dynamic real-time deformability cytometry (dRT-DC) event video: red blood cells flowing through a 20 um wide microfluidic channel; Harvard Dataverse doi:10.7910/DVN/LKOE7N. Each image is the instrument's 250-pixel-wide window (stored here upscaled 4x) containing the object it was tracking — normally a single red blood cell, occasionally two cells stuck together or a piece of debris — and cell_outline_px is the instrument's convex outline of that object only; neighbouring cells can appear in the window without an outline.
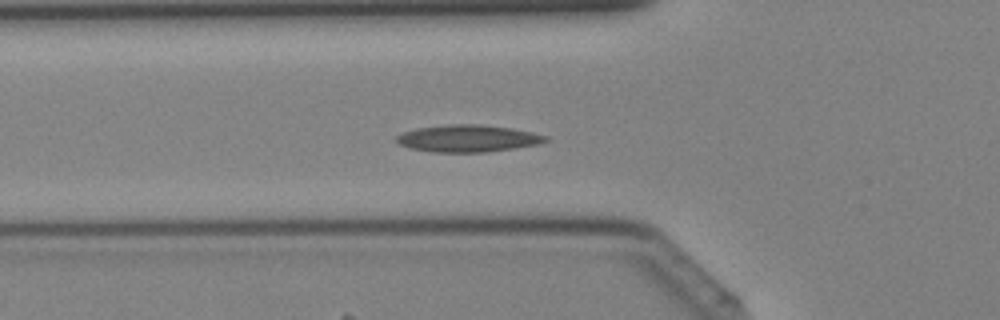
{"species": "Egyptian fruit bat (a non-hibernating species)", "species_latin": "Rousettus aegyptiacus", "temperature_condition": "cold", "stored_images_in_passage": 36, "camera_frame_rate_fps": 3000, "um_per_image_px": 0.085, "animal": {"sex": "female"}, "frame": {"image": 1, "passage_image": 9, "time_ms": 2.667, "image_size_px": [1000, 320], "cell_outline_px": [[548, 140], [540, 144], [488, 152], [432, 152], [408, 148], [392, 140], [396, 136], [404, 132], [416, 128], [448, 124], [480, 124], [512, 128], [532, 132], [548, 136]], "centroid_in_image_um": [39.75, 11.76], "position_along_channel_um": 86.1, "area_um2": 23.76}}
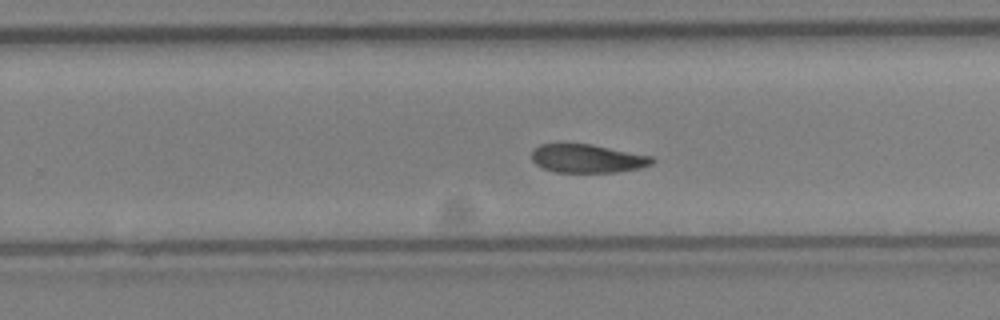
{"frame": {"image": 2, "passage_image": 21, "time_ms": 6.667, "image_size_px": [1000, 320], "cell_outline_px": [[656, 160], [652, 164], [640, 168], [616, 172], [556, 172], [544, 168], [536, 164], [532, 160], [532, 148], [540, 144], [592, 144], [652, 156]], "centroid_in_image_um": [49.94, 13.47], "position_along_channel_um": 279.9, "area_um2": 20.0}}
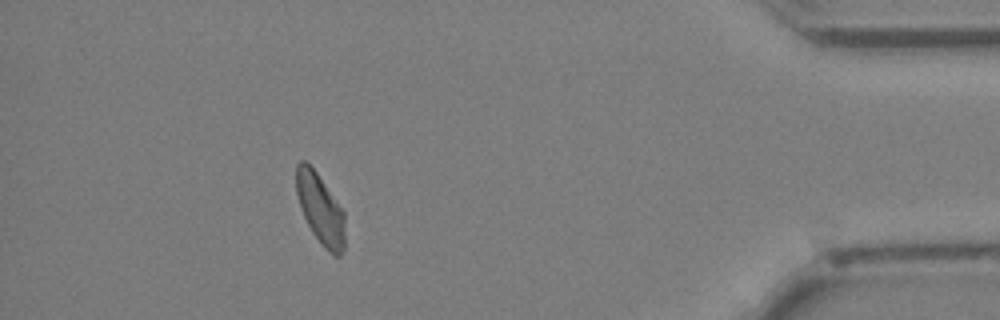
{"frame": {"image": 3, "passage_image": 32, "time_ms": 10.333, "image_size_px": [1000, 320], "cell_outline_px": [[344, 248], [340, 256], [332, 256], [324, 248], [312, 232], [300, 208], [296, 192], [296, 164], [300, 160], [304, 160], [316, 172], [344, 212]], "centroid_in_image_um": [27.21, 17.79], "position_along_channel_um": 408.0, "area_um2": 19.77}}